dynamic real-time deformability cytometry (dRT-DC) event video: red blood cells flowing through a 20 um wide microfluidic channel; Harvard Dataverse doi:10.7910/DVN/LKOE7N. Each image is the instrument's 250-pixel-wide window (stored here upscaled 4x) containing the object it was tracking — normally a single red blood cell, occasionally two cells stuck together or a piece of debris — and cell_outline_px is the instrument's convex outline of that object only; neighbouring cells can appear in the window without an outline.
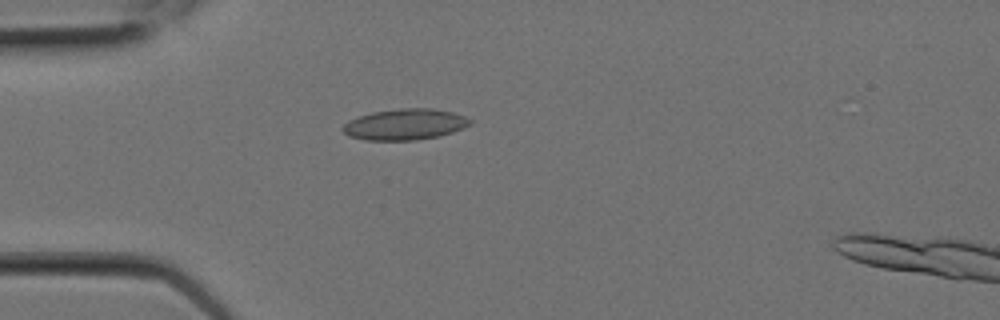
{"species": "Egyptian fruit bat (a non-hibernating species)", "species_latin": "Rousettus aegyptiacus", "temperature_condition": "room temperature", "stored_images_in_passage": 7, "camera_frame_rate_fps": 3000, "um_per_image_px": 0.085, "animal": {"sex": "female"}, "frame": {"image": 1, "passage_image": 6, "time_ms": 1.667, "image_size_px": [1000, 320], "cell_outline_px": [[472, 124], [452, 132], [440, 136], [416, 140], [364, 140], [348, 136], [340, 128], [348, 120], [372, 112], [400, 108], [432, 108], [452, 112], [464, 116], [472, 120]], "centroid_in_image_um": [34.4, 10.57], "position_along_channel_um": 50.6, "area_um2": 23.12}}